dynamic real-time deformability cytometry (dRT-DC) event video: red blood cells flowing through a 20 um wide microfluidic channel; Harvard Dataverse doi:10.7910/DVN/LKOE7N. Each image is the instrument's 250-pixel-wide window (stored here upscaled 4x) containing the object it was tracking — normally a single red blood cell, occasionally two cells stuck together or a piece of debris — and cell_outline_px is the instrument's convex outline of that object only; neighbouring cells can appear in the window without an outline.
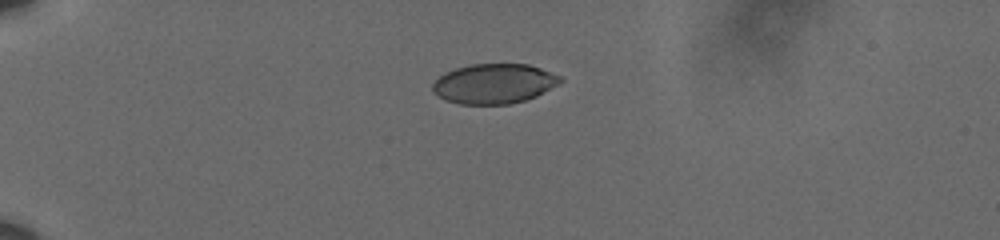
{"species": "human", "species_latin": "Homo sapiens", "temperature_condition": "cold", "stored_images_in_passage": 44, "camera_frame_rate_fps": 3000, "um_per_image_px": 0.085, "donor": {"sex": "male"}, "frame": {"image": 1, "passage_image": 1, "time_ms": 0.0, "image_size_px": [1000, 240], "cell_outline_px": [[564, 80], [536, 96], [524, 100], [508, 104], [460, 104], [444, 100], [432, 88], [432, 84], [444, 72], [456, 68], [472, 64], [528, 64], [540, 68], [560, 76]], "centroid_in_image_um": [41.98, 7.11], "position_along_channel_um": 43.0, "area_um2": 29.36}}
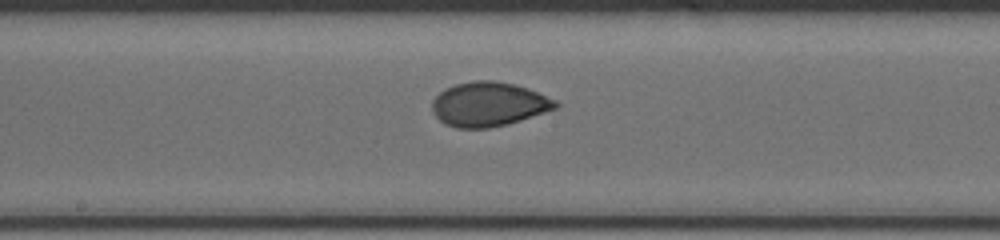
{"frame": {"image": 2, "passage_image": 19, "time_ms": 6.0, "image_size_px": [1000, 240], "cell_outline_px": [[560, 104], [556, 108], [508, 124], [488, 128], [456, 128], [444, 124], [432, 112], [432, 100], [444, 88], [456, 84], [472, 80], [492, 80], [516, 84], [528, 88], [556, 100]], "centroid_in_image_um": [41.51, 8.85], "position_along_channel_um": 206.7, "area_um2": 31.96}}
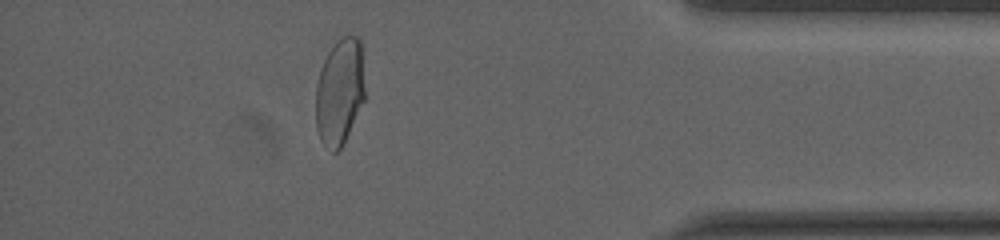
{"frame": {"image": 3, "passage_image": 38, "time_ms": 12.333, "image_size_px": [1000, 240], "cell_outline_px": [[364, 100], [340, 148], [336, 152], [332, 152], [320, 140], [316, 128], [316, 84], [320, 68], [328, 52], [336, 40], [340, 36], [356, 36], [360, 40], [364, 88]], "centroid_in_image_um": [28.84, 7.77], "position_along_channel_um": 406.4, "area_um2": 30.23}, "authors_computed_cell_mechanics": {"area_um2": 31.4721, "velocity_mm_per_s": 3.6146, "shape_relaxation_time_tau1_ms": 10.1906, "shape_relaxation_time_tau2_ms": null, "deformation_change_tau1": 0.2088, "deformation_change_tau2": null}}